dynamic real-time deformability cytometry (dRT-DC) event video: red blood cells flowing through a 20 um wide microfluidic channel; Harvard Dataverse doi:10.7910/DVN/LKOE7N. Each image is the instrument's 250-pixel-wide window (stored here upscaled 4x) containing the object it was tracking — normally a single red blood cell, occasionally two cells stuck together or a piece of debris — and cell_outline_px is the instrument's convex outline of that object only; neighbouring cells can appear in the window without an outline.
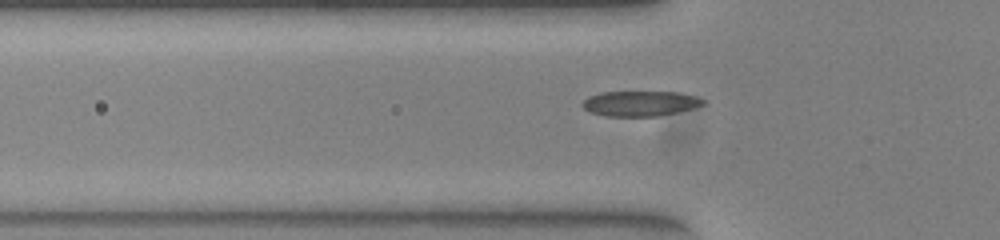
{"species": "common noctule bat (a hibernating species)", "species_latin": "Nyctalus noctula", "temperature_condition": "warm", "stored_images_in_passage": 39, "camera_frame_rate_fps": 3000, "um_per_image_px": 0.085, "animal": {"sex": "female", "body_mass_g": 23.0, "forearm_length_mm": 53.4}, "frame": {"image": 1, "passage_image": 4, "time_ms": 1.0, "image_size_px": [1000, 240], "cell_outline_px": [[704, 104], [692, 108], [676, 112], [656, 116], [608, 116], [592, 112], [584, 108], [580, 104], [588, 96], [600, 92], [676, 92], [696, 96], [704, 100]], "centroid_in_image_um": [54.39, 8.79], "position_along_channel_um": 71.4, "area_um2": 17.51}}
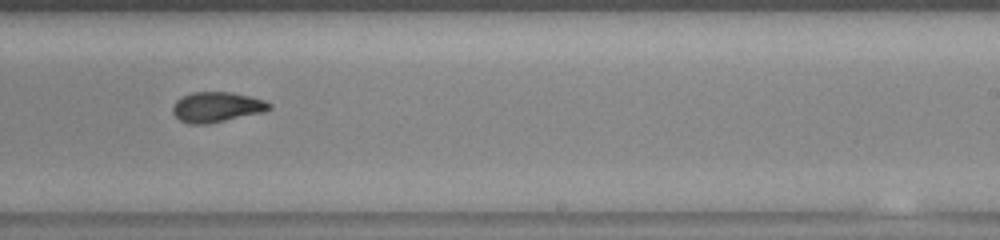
{"frame": {"image": 2, "passage_image": 19, "time_ms": 6.0, "image_size_px": [1000, 240], "cell_outline_px": [[272, 108], [264, 112], [208, 124], [188, 124], [180, 120], [172, 112], [172, 108], [176, 100], [192, 92], [232, 92], [264, 100], [272, 104]], "centroid_in_image_um": [18.43, 9.1], "position_along_channel_um": 270.6, "area_um2": 16.99}}
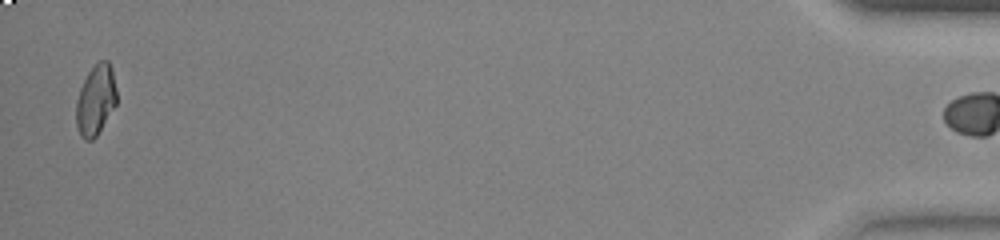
{"frame": {"image": 3, "passage_image": 38, "time_ms": 12.333, "image_size_px": [1000, 240], "cell_outline_px": [[116, 104], [96, 136], [92, 140], [84, 140], [80, 136], [76, 124], [76, 100], [80, 88], [88, 72], [100, 60], [108, 60], [112, 68], [116, 88]], "centroid_in_image_um": [8.12, 8.5], "position_along_channel_um": 427.1, "area_um2": 16.53}, "authors_computed_cell_mechanics": {"area_um2": 16.9932, "velocity_mm_per_s": 3.9737, "shape_relaxation_time_tau1_ms": 10.6982, "shape_relaxation_time_tau2_ms": 1.8555, "deformation_change_tau1": 0.2783, "deformation_change_tau2": 0.0393}}